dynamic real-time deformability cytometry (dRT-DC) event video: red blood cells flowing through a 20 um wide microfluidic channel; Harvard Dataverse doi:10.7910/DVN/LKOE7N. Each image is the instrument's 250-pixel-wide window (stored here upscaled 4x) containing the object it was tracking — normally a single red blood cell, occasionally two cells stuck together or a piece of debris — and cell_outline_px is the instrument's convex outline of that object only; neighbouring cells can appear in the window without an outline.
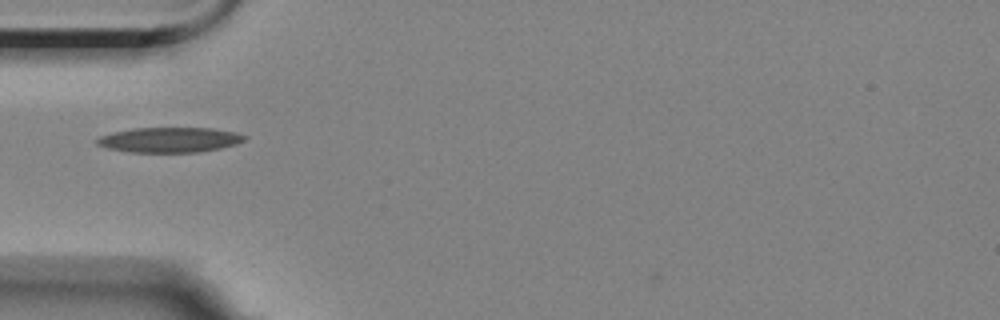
{"species": "Egyptian fruit bat (a non-hibernating species)", "species_latin": "Rousettus aegyptiacus", "temperature_condition": "room temperature", "stored_images_in_passage": 11, "camera_frame_rate_fps": 3000, "um_per_image_px": 0.085, "animal": {"sex": "female"}, "frame": {"image": 1, "passage_image": 1, "time_ms": 0.0, "image_size_px": [1000, 320], "cell_outline_px": [[248, 136], [244, 140], [236, 144], [220, 148], [200, 152], [132, 152], [108, 148], [96, 144], [96, 140], [100, 136], [112, 132], [132, 128], [212, 128], [236, 132]], "centroid_in_image_um": [14.43, 11.88], "position_along_channel_um": 70.6, "area_um2": 21.56}}
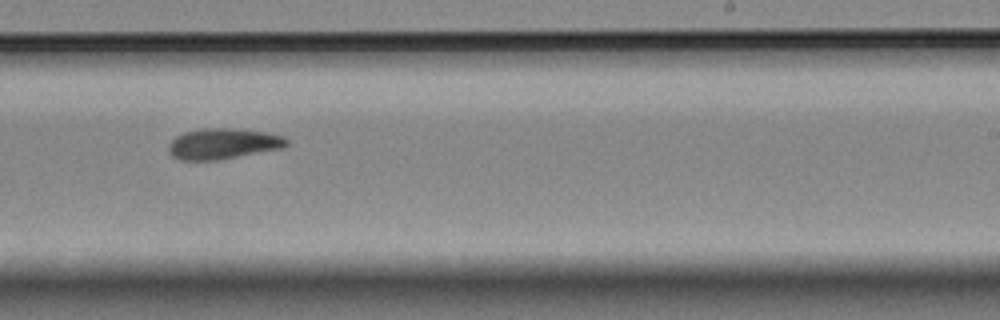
{"frame": {"image": 2, "passage_image": 6, "time_ms": 5.667, "image_size_px": [1000, 320], "cell_outline_px": [[288, 144], [284, 148], [216, 160], [180, 160], [172, 156], [168, 152], [168, 144], [176, 136], [184, 132], [200, 128], [236, 128], [264, 132], [284, 136], [288, 140]], "centroid_in_image_um": [18.94, 12.21], "position_along_channel_um": 270.1, "area_um2": 21.27}}
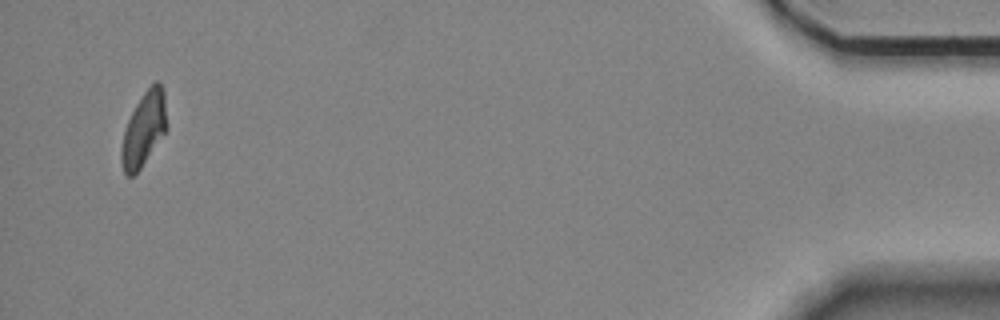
{"frame": {"image": 3, "passage_image": 11, "time_ms": 12.333, "image_size_px": [1000, 320], "cell_outline_px": [[168, 128], [140, 168], [132, 176], [128, 176], [124, 172], [120, 160], [120, 148], [124, 132], [128, 120], [136, 104], [144, 92], [156, 80], [160, 80], [164, 92], [168, 124]], "centroid_in_image_um": [12.24, 10.95], "position_along_channel_um": 423.0, "area_um2": 19.59}, "authors_computed_cell_mechanics": {"area_um2": 20.1144, "velocity_mm_per_s": 3.5158, "shape_relaxation_time_tau1_ms": 6.3722, "shape_relaxation_time_tau2_ms": null, "deformation_change_tau1": 0.1508, "deformation_change_tau2": null}}